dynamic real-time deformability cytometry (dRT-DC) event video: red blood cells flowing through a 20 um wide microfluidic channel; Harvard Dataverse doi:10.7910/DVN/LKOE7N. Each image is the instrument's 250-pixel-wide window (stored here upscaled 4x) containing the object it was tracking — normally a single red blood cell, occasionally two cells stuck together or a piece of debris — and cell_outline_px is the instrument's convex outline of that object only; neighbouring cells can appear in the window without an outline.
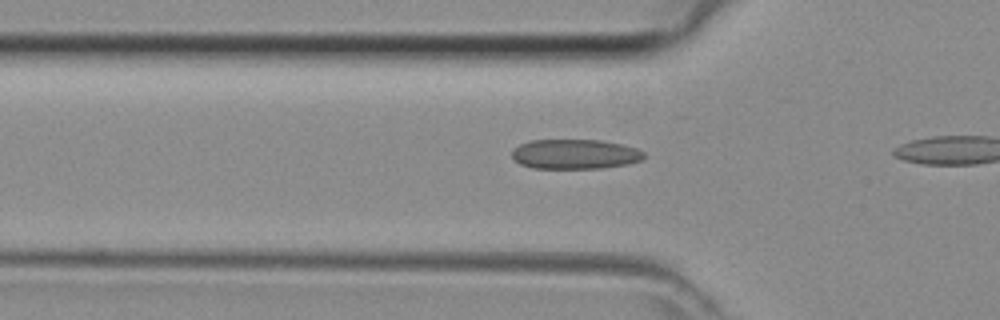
{"species": "common noctule bat (a hibernating species)", "species_latin": "Nyctalus noctula", "temperature_condition": "room temperature", "stored_images_in_passage": 6, "camera_frame_rate_fps": 3000, "um_per_image_px": 0.085, "animal": {"sex": "female", "body_mass_g": 29.2, "forearm_length_mm": 56.3}, "frame": {"image": 1, "passage_image": 4, "time_ms": 1.0, "image_size_px": [1000, 320], "cell_outline_px": [[644, 160], [628, 164], [600, 168], [532, 168], [520, 164], [512, 156], [512, 148], [520, 144], [532, 140], [600, 140], [620, 144], [636, 148], [644, 152]], "centroid_in_image_um": [48.87, 13.1], "position_along_channel_um": 76.9, "area_um2": 22.89}}